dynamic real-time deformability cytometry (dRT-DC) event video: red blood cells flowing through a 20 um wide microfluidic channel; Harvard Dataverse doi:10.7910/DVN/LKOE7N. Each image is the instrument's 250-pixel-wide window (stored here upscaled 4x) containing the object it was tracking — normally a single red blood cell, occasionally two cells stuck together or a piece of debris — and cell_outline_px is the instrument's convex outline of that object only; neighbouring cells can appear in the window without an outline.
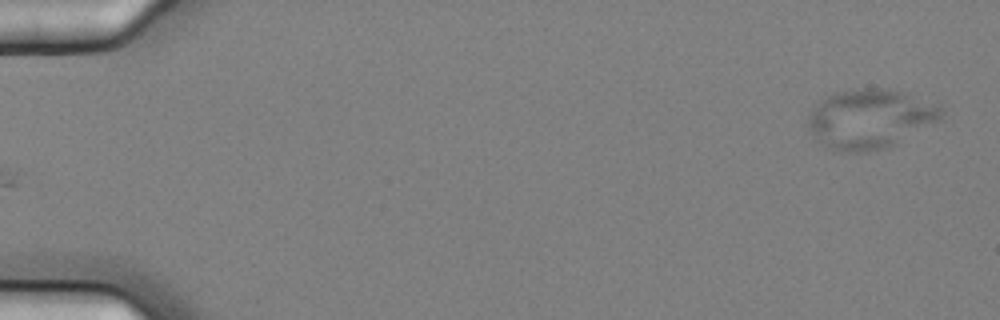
{"species": "common noctule bat (a hibernating species)", "species_latin": "Nyctalus noctula", "temperature_condition": "cold", "stored_images_in_passage": 5, "camera_frame_rate_fps": 3000, "um_per_image_px": 0.085, "animal": {"sex": "female", "body_mass_g": 25.1}, "frame": {"image": 1, "passage_image": 5, "time_ms": 1.333, "image_size_px": [1000, 320], "cell_outline_px": [[944, 112], [940, 120], [884, 148], [868, 152], [832, 152], [816, 140], [804, 124], [808, 116], [832, 92], [860, 88], [888, 88], [940, 104]], "centroid_in_image_um": [73.91, 10.11], "position_along_channel_um": 11.1, "area_um2": 46.07}}